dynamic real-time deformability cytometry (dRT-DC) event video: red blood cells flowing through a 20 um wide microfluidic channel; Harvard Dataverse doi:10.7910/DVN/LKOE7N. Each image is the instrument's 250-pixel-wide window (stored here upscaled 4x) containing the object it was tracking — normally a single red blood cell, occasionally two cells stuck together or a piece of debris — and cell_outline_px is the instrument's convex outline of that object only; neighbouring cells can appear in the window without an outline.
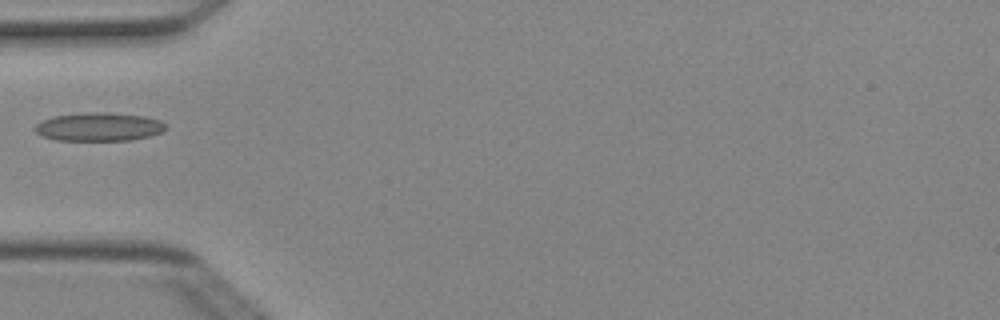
{"species": "Egyptian fruit bat (a non-hibernating species)", "species_latin": "Rousettus aegyptiacus", "temperature_condition": "cold", "stored_images_in_passage": 6, "camera_frame_rate_fps": 3000, "um_per_image_px": 0.085, "animal": {"sex": "female"}, "frame": {"image": 1, "passage_image": 5, "time_ms": 1.333, "image_size_px": [1000, 320], "cell_outline_px": [[168, 128], [160, 132], [148, 136], [132, 140], [56, 140], [44, 136], [36, 132], [32, 128], [36, 124], [52, 116], [88, 112], [100, 112], [144, 116], [160, 120]], "centroid_in_image_um": [8.39, 10.78], "position_along_channel_um": 76.6, "area_um2": 21.5}}
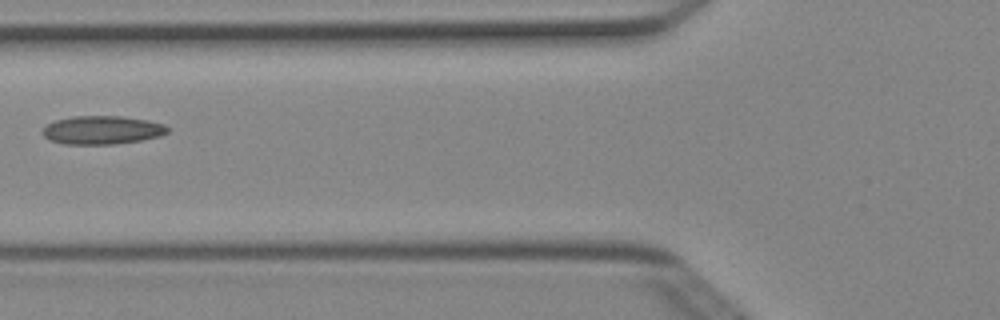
{"frame": {"image": 2, "passage_image": 6, "time_ms": 1.667, "image_size_px": [1000, 320], "cell_outline_px": [[168, 132], [160, 136], [140, 140], [116, 144], [64, 144], [48, 140], [40, 132], [44, 124], [56, 120], [72, 116], [120, 116], [148, 120], [164, 124], [168, 128]], "centroid_in_image_um": [8.62, 11.05], "position_along_channel_um": 117.2, "area_um2": 20.92}}